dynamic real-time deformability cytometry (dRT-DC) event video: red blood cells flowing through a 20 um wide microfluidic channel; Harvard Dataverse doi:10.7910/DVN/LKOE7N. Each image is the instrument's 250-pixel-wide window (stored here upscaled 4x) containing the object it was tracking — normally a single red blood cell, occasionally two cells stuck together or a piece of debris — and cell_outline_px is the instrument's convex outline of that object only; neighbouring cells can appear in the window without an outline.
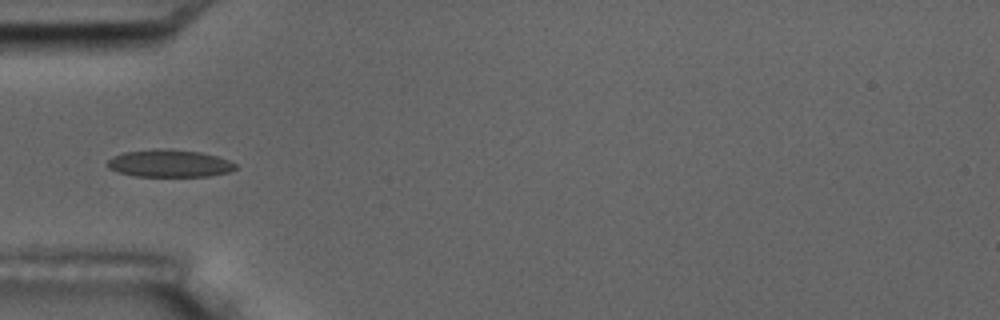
{"species": "common noctule bat (a hibernating species)", "species_latin": "Nyctalus noctula", "temperature_condition": "room temperature", "stored_images_in_passage": 15, "camera_frame_rate_fps": 3000, "um_per_image_px": 0.085, "animal": {"sex": "male", "body_mass_g": 17.5, "forearm_length_mm": 52.3}, "frame": {"image": 1, "passage_image": 5, "time_ms": 6.0, "image_size_px": [1000, 320], "cell_outline_px": [[236, 168], [228, 172], [208, 176], [132, 176], [116, 172], [108, 168], [108, 160], [112, 156], [124, 152], [156, 148], [160, 148], [200, 152], [216, 156], [228, 160], [236, 164]], "centroid_in_image_um": [14.35, 13.89], "position_along_channel_um": 70.7, "area_um2": 20.46}}
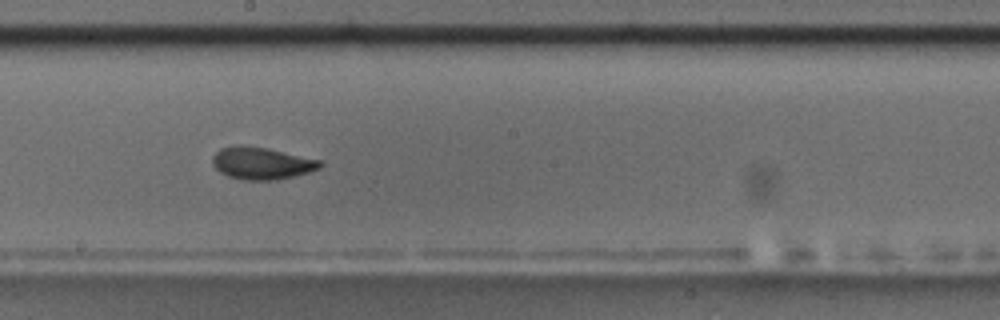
{"frame": {"image": 2, "passage_image": 9, "time_ms": 10.333, "image_size_px": [1000, 320], "cell_outline_px": [[324, 164], [320, 168], [296, 176], [276, 180], [240, 180], [228, 176], [220, 172], [212, 164], [212, 156], [220, 148], [232, 144], [240, 144], [268, 148], [320, 160]], "centroid_in_image_um": [22.21, 13.86], "position_along_channel_um": 226.0, "area_um2": 20.52}, "authors_computed_cell_mechanics": {"area_um2": 19.7098, "velocity_mm_per_s": 3.593, "shape_relaxation_time_tau1_ms": 3.4228, "shape_relaxation_time_tau2_ms": 1.6555, "deformation_change_tau1": 0.0957, "deformation_change_tau2": 0.0429}}